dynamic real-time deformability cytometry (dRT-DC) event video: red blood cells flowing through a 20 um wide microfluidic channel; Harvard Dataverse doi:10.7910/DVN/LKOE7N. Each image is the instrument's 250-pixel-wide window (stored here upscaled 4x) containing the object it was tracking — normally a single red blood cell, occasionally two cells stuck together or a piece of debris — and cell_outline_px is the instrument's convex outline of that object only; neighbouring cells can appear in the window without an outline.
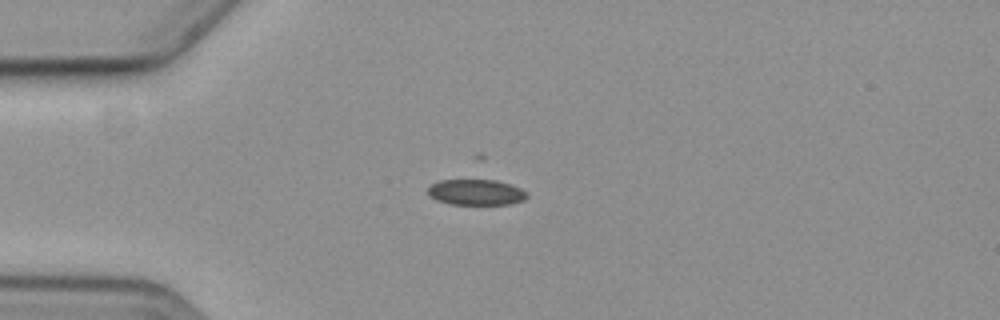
{"species": "common noctule bat (a hibernating species)", "species_latin": "Nyctalus noctula", "temperature_condition": "cold", "stored_images_in_passage": 4, "camera_frame_rate_fps": 3000, "um_per_image_px": 0.085, "animal": {"sex": "female", "body_mass_g": 19.3, "forearm_length_mm": 54.1}, "frame": {"image": 1, "passage_image": 1, "time_ms": 0.0, "image_size_px": [1000, 320], "cell_outline_px": [[528, 196], [524, 200], [512, 204], [452, 204], [436, 200], [428, 196], [428, 188], [432, 184], [440, 180], [476, 176], [480, 176], [496, 180], [520, 188], [528, 192]], "centroid_in_image_um": [40.45, 16.28], "position_along_channel_um": 44.6, "area_um2": 15.72}}
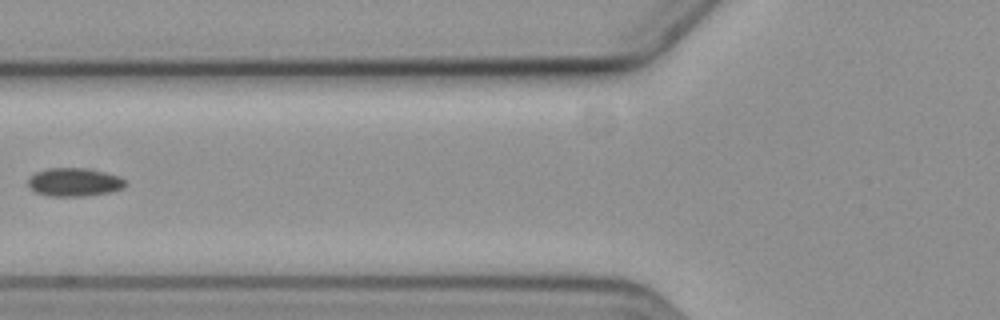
{"frame": {"image": 2, "passage_image": 3, "time_ms": 2.667, "image_size_px": [1000, 320], "cell_outline_px": [[128, 184], [124, 188], [112, 192], [84, 196], [48, 196], [36, 192], [28, 188], [28, 180], [36, 172], [48, 168], [88, 168], [120, 176]], "centroid_in_image_um": [6.34, 15.49], "position_along_channel_um": 119.5, "area_um2": 16.24}}
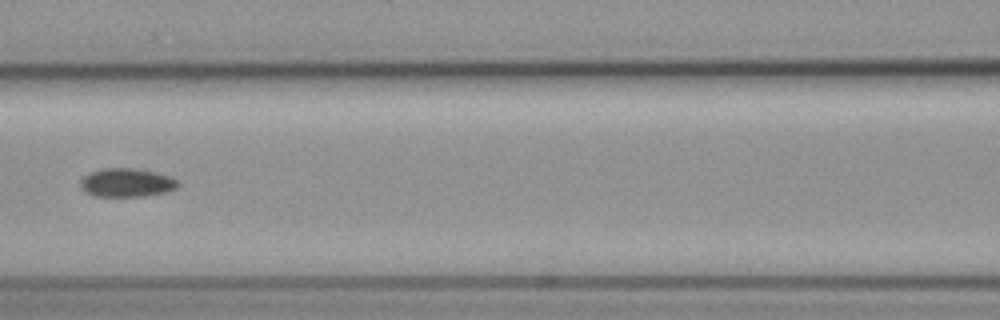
{"frame": {"image": 3, "passage_image": 4, "time_ms": 3.667, "image_size_px": [1000, 320], "cell_outline_px": [[180, 184], [176, 188], [164, 192], [144, 196], [92, 196], [84, 192], [80, 188], [80, 180], [84, 176], [92, 172], [104, 168], [144, 168], [168, 176], [176, 180]], "centroid_in_image_um": [10.74, 15.52], "position_along_channel_um": 155.9, "area_um2": 16.36}}